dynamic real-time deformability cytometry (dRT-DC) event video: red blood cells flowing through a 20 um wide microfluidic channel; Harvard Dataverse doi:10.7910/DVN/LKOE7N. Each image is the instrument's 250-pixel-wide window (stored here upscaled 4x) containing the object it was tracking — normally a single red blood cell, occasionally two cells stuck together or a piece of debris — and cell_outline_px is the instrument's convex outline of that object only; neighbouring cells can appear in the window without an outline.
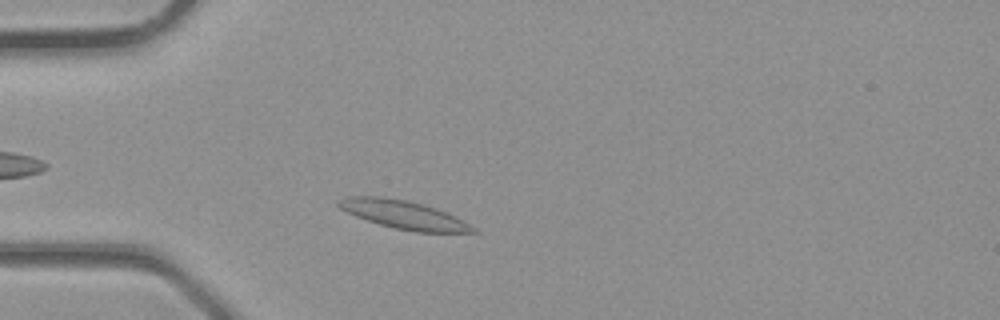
{"species": "common noctule bat (a hibernating species)", "species_latin": "Nyctalus noctula", "temperature_condition": "room temperature", "stored_images_in_passage": 3, "camera_frame_rate_fps": 3000, "um_per_image_px": 0.085, "animal": {"sex": "male", "body_mass_g": 23.1, "forearm_length_mm": 52.7}, "frame": {"image": 1, "passage_image": 3, "time_ms": 0.667, "image_size_px": [1000, 320], "cell_outline_px": [[480, 232], [416, 232], [396, 228], [380, 224], [356, 216], [340, 208], [336, 204], [336, 200], [348, 196], [380, 196], [408, 200], [424, 204], [436, 208], [476, 228]], "centroid_in_image_um": [34.26, 18.23], "position_along_channel_um": 50.7, "area_um2": 21.85}}